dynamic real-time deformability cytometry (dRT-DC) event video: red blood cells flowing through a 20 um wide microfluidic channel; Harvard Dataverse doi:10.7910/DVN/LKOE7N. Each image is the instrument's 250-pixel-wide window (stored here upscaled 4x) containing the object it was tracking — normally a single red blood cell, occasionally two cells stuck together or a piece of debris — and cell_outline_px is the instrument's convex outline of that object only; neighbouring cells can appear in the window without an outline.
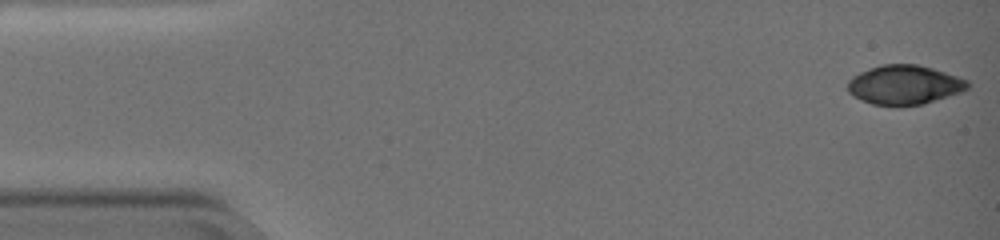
{"species": "common noctule bat (a hibernating species)", "species_latin": "Nyctalus noctula", "temperature_condition": "warm", "stored_images_in_passage": 21, "camera_frame_rate_fps": 3000, "um_per_image_px": 0.085, "animal": {"sex": "female", "body_mass_g": 19.0, "forearm_length_mm": 51.5}, "frame": {"image": 1, "passage_image": 1, "time_ms": 0.0, "image_size_px": [1000, 240], "cell_outline_px": [[972, 84], [968, 88], [960, 92], [924, 104], [872, 104], [860, 100], [852, 96], [848, 92], [848, 80], [852, 76], [868, 68], [880, 64], [916, 64], [932, 68], [968, 80]], "centroid_in_image_um": [76.85, 7.19], "position_along_channel_um": 8.1, "area_um2": 27.28}}
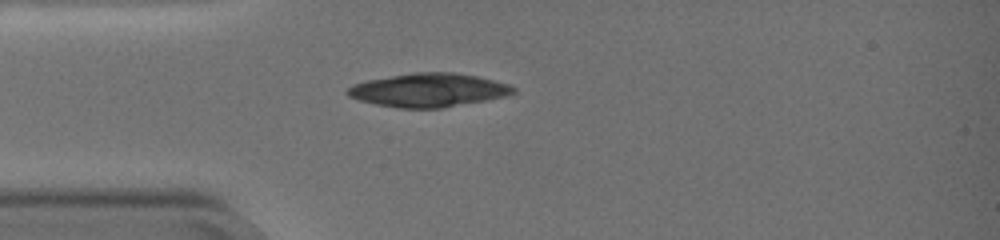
{"frame": {"image": 2, "passage_image": 16, "time_ms": 5.0, "image_size_px": [1000, 240], "cell_outline_px": [[516, 92], [508, 96], [488, 100], [444, 108], [396, 108], [376, 104], [360, 100], [348, 96], [344, 92], [352, 84], [368, 80], [416, 72], [452, 72], [476, 76], [508, 84], [516, 88]], "centroid_in_image_um": [36.44, 7.67], "position_along_channel_um": 48.6, "area_um2": 32.48}}